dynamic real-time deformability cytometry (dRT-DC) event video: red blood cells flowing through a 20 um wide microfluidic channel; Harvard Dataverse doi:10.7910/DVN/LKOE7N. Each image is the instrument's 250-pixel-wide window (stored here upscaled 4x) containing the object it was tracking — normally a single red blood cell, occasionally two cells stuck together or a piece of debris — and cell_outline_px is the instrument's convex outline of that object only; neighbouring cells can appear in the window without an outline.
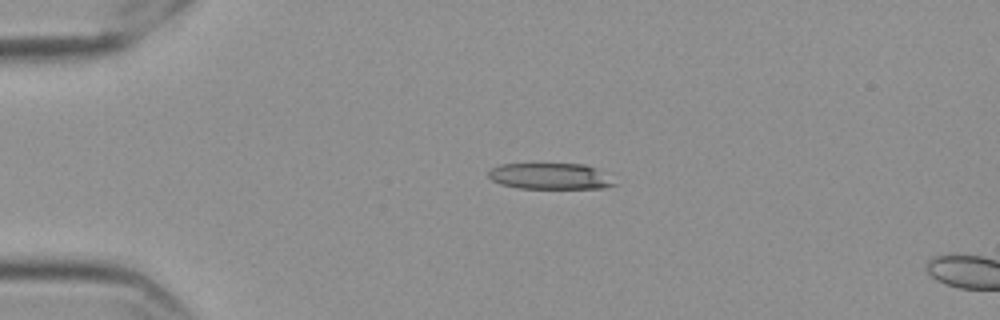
{"species": "Egyptian fruit bat (a non-hibernating species)", "species_latin": "Rousettus aegyptiacus", "temperature_condition": "cold", "stored_images_in_passage": 4, "camera_frame_rate_fps": 3000, "um_per_image_px": 0.085, "frame": {"image": 1, "passage_image": 1, "time_ms": 0.0, "image_size_px": [1000, 320], "cell_outline_px": [[616, 184], [604, 188], [516, 188], [500, 184], [492, 180], [488, 176], [488, 168], [500, 164], [584, 164], [596, 168]], "centroid_in_image_um": [46.67, 14.97], "position_along_channel_um": 38.3, "area_um2": 19.07}}